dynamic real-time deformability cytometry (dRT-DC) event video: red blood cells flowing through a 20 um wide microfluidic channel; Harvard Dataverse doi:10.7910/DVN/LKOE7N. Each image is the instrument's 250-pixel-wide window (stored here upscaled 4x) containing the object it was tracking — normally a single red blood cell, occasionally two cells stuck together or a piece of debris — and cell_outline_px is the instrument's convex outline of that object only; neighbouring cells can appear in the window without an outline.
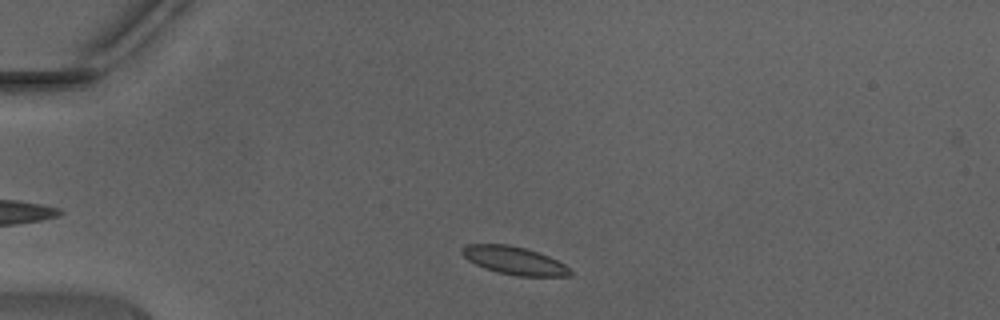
{"species": "Egyptian fruit bat (a non-hibernating species)", "species_latin": "Rousettus aegyptiacus", "temperature_condition": "warm", "stored_images_in_passage": 38, "camera_frame_rate_fps": 3000, "um_per_image_px": 0.085, "animal": {"sex": "male"}, "frame": {"image": 1, "passage_image": 3, "time_ms": 0.667, "image_size_px": [1000, 320], "cell_outline_px": [[572, 272], [568, 276], [516, 276], [496, 272], [484, 268], [468, 260], [460, 252], [460, 248], [468, 244], [508, 244], [524, 248], [548, 256], [572, 268]], "centroid_in_image_um": [43.69, 22.15], "position_along_channel_um": 41.3, "area_um2": 17.63}}
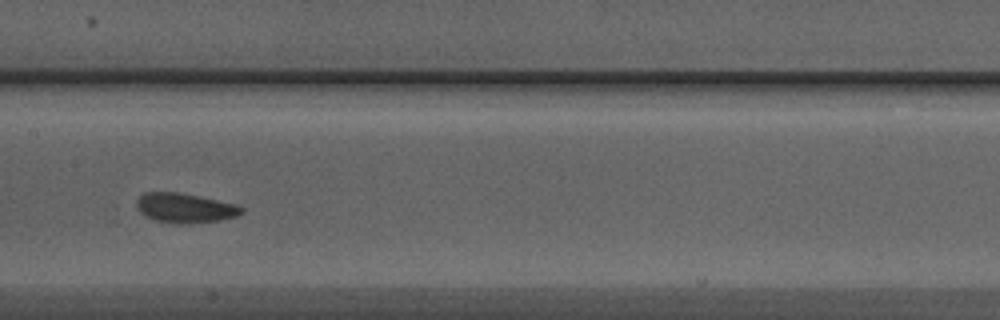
{"frame": {"image": 2, "passage_image": 16, "time_ms": 5.0, "image_size_px": [1000, 320], "cell_outline_px": [[244, 212], [236, 216], [220, 220], [188, 224], [172, 224], [156, 220], [144, 216], [136, 208], [136, 200], [144, 192], [180, 192], [200, 196], [236, 204], [244, 208]], "centroid_in_image_um": [15.7, 17.68], "position_along_channel_um": 191.7, "area_um2": 18.38}}
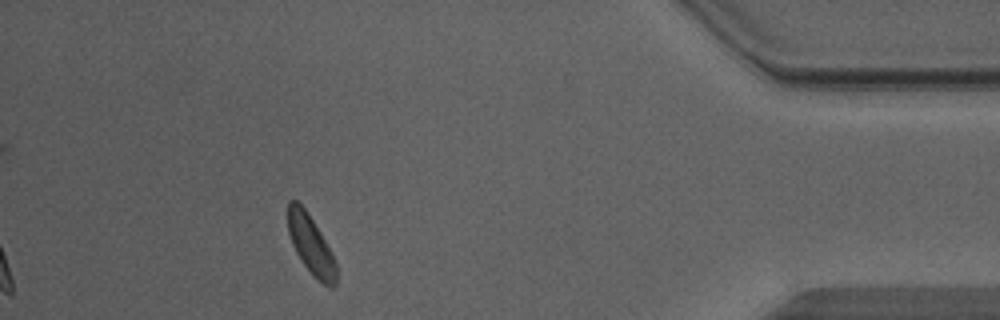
{"frame": {"image": 3, "passage_image": 34, "time_ms": 11.0, "image_size_px": [1000, 320], "cell_outline_px": [[336, 284], [332, 288], [328, 288], [304, 264], [296, 252], [292, 244], [288, 232], [288, 200], [296, 200], [308, 212], [332, 252], [336, 264]], "centroid_in_image_um": [26.42, 20.78], "position_along_channel_um": 408.8, "area_um2": 16.3}, "authors_computed_cell_mechanics": {"area_um2": 17.1377, "velocity_mm_per_s": 4.392, "shape_relaxation_time_tau1_ms": 2.3671, "shape_relaxation_time_tau2_ms": 1.8042, "deformation_change_tau1": 0.0533, "deformation_change_tau2": 0.0724}}